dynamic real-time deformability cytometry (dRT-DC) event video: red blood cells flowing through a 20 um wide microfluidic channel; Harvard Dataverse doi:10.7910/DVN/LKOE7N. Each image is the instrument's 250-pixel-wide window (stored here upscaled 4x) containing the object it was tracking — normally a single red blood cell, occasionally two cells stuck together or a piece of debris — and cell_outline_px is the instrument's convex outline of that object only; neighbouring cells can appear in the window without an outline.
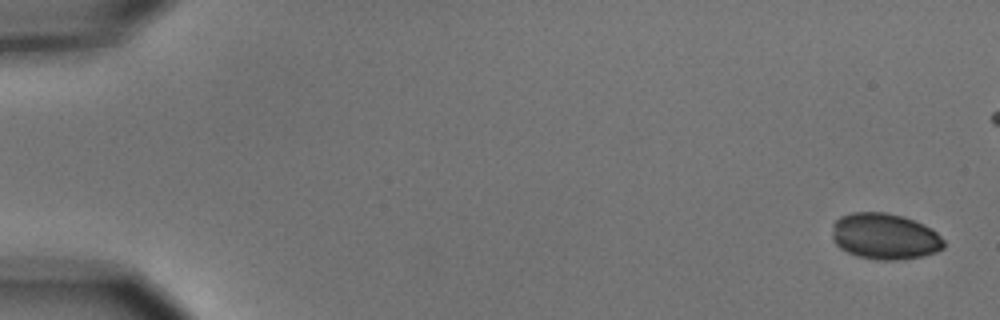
{"species": "common noctule bat (a hibernating species)", "species_latin": "Nyctalus noctula", "temperature_condition": "cold", "stored_images_in_passage": 6, "camera_frame_rate_fps": 3000, "um_per_image_px": 0.085, "animal": {"sex": "male", "body_mass_g": 15.6}, "frame": {"image": 1, "passage_image": 1, "time_ms": 0.0, "image_size_px": [1000, 320], "cell_outline_px": [[944, 248], [936, 252], [920, 256], [896, 260], [880, 260], [856, 256], [840, 248], [832, 240], [832, 224], [840, 216], [852, 212], [884, 212], [904, 216], [924, 224], [932, 228], [944, 240]], "centroid_in_image_um": [75.19, 20.08], "position_along_channel_um": 9.8, "area_um2": 30.23}}